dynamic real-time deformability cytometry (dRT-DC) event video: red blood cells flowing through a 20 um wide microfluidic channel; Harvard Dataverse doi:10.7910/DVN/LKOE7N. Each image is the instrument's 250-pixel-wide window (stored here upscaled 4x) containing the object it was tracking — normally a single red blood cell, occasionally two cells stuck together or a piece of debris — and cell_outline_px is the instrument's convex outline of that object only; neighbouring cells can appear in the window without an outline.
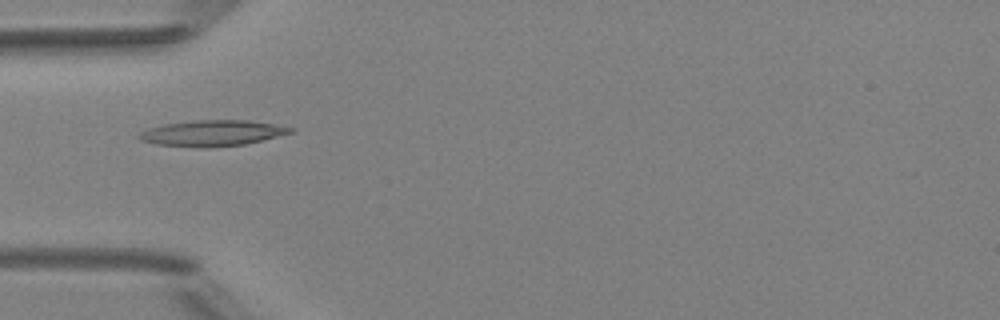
{"species": "Egyptian fruit bat (a non-hibernating species)", "species_latin": "Rousettus aegyptiacus", "temperature_condition": "room temperature", "stored_images_in_passage": 6, "camera_frame_rate_fps": 3000, "um_per_image_px": 0.085, "animal": {"sex": "female"}, "frame": {"image": 1, "passage_image": 5, "time_ms": 4.667, "image_size_px": [1000, 320], "cell_outline_px": [[296, 132], [244, 144], [208, 148], [200, 148], [156, 144], [140, 140], [136, 136], [140, 132], [148, 128], [164, 124], [192, 120], [248, 120], [296, 128]], "centroid_in_image_um": [18.04, 11.32], "position_along_channel_um": 67.0, "area_um2": 23.0}}
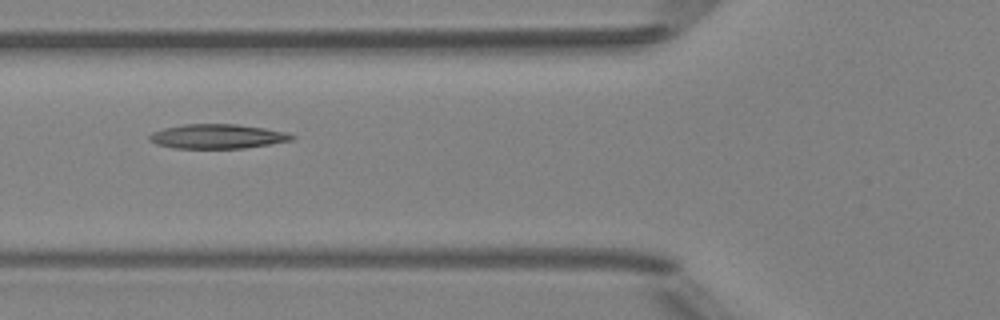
{"frame": {"image": 2, "passage_image": 6, "time_ms": 5.667, "image_size_px": [1000, 320], "cell_outline_px": [[296, 136], [292, 140], [244, 148], [172, 148], [156, 144], [148, 140], [148, 136], [152, 132], [164, 128], [184, 124], [236, 124], [264, 128], [288, 132]], "centroid_in_image_um": [18.45, 11.59], "position_along_channel_um": 107.3, "area_um2": 20.29}}